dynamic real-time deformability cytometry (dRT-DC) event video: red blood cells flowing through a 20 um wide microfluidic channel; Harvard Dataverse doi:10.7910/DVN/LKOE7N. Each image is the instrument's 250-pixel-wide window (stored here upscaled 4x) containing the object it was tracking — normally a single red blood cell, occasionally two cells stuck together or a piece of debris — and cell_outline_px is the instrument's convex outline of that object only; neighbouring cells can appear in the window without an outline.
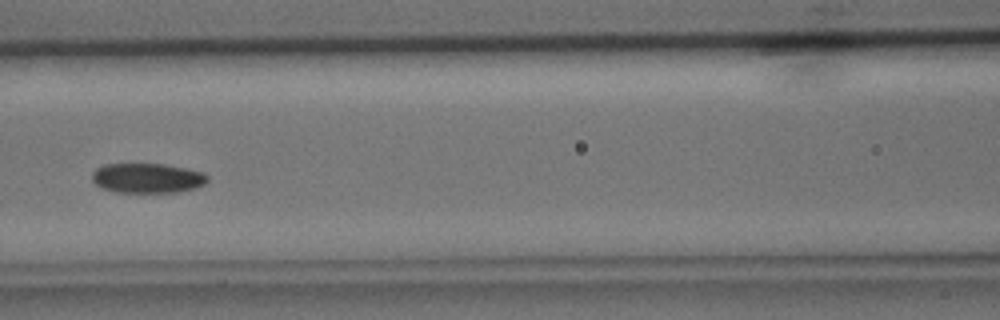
{"species": "common noctule bat (a hibernating species)", "species_latin": "Nyctalus noctula", "temperature_condition": "cold", "stored_images_in_passage": 25, "camera_frame_rate_fps": 3000, "um_per_image_px": 0.085, "animal": {"sex": "male", "body_mass_g": 15.6}, "frame": {"image": 1, "passage_image": 22, "time_ms": 7.0, "image_size_px": [1000, 320], "cell_outline_px": [[208, 180], [204, 184], [196, 188], [180, 192], [116, 192], [104, 188], [96, 184], [92, 180], [92, 172], [96, 168], [104, 164], [164, 164], [204, 172], [208, 176]], "centroid_in_image_um": [12.54, 15.14], "position_along_channel_um": 154.1, "area_um2": 20.06}}